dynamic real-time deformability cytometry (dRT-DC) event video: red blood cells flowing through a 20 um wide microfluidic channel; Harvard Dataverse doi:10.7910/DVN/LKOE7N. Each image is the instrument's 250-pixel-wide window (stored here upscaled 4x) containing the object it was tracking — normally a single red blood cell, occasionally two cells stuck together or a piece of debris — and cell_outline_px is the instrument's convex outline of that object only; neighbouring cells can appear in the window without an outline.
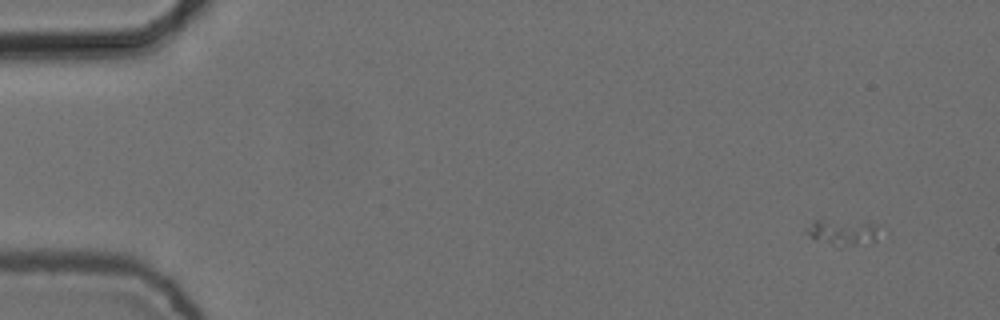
{"species": "common noctule bat (a hibernating species)", "species_latin": "Nyctalus noctula", "temperature_condition": "cold", "stored_images_in_passage": 6, "camera_frame_rate_fps": 3000, "um_per_image_px": 0.085, "animal": {"sex": "female", "body_mass_g": 24.6, "forearm_length_mm": 56.2}, "frame": {"image": 1, "passage_image": 1, "time_ms": 0.0, "image_size_px": [1000, 320], "cell_outline_px": [[876, 240], [840, 248], [812, 236], [804, 232], [804, 228], [816, 220], [868, 220], [876, 228]], "centroid_in_image_um": [71.61, 19.71], "position_along_channel_um": 13.4, "area_um2": 10.92}}
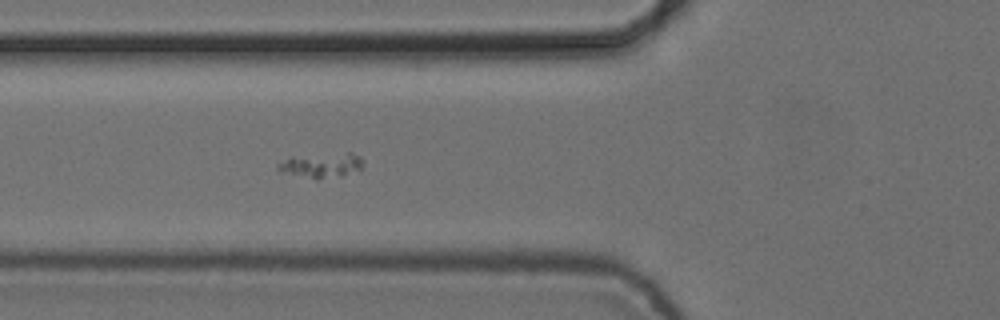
{"frame": {"image": 2, "passage_image": 6, "time_ms": 1.667, "image_size_px": [1000, 320], "cell_outline_px": [[364, 168], [360, 172], [340, 176], [316, 180], [280, 172], [276, 168], [276, 164], [292, 156], [348, 152], [352, 152], [360, 156], [364, 160]], "centroid_in_image_um": [27.39, 14.06], "position_along_channel_um": 98.4, "area_um2": 12.95}}